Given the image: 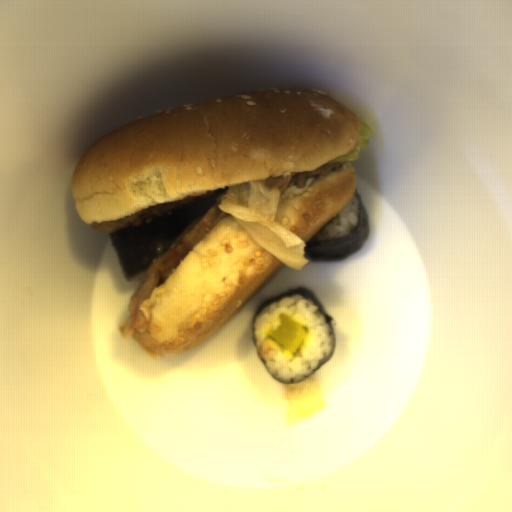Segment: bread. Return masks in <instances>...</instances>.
I'll use <instances>...</instances> for the list:
<instances>
[{
	"mask_svg": "<svg viewBox=\"0 0 512 512\" xmlns=\"http://www.w3.org/2000/svg\"><path fill=\"white\" fill-rule=\"evenodd\" d=\"M359 120L325 91L305 87L261 88L145 114L79 158L71 178L75 211L91 225L247 181L315 171L359 146Z\"/></svg>",
	"mask_w": 512,
	"mask_h": 512,
	"instance_id": "8d2b1439",
	"label": "bread"
},
{
	"mask_svg": "<svg viewBox=\"0 0 512 512\" xmlns=\"http://www.w3.org/2000/svg\"><path fill=\"white\" fill-rule=\"evenodd\" d=\"M284 265L231 215L224 217L138 305L148 326L131 337L151 356L183 353L246 306Z\"/></svg>",
	"mask_w": 512,
	"mask_h": 512,
	"instance_id": "cb027b5d",
	"label": "bread"
},
{
	"mask_svg": "<svg viewBox=\"0 0 512 512\" xmlns=\"http://www.w3.org/2000/svg\"><path fill=\"white\" fill-rule=\"evenodd\" d=\"M351 161H345L340 169L332 168L327 175L311 177L305 192H289L278 204L275 221L306 244L350 201L357 182L356 168Z\"/></svg>",
	"mask_w": 512,
	"mask_h": 512,
	"instance_id": "b6be36c0",
	"label": "bread"
}]
</instances>
